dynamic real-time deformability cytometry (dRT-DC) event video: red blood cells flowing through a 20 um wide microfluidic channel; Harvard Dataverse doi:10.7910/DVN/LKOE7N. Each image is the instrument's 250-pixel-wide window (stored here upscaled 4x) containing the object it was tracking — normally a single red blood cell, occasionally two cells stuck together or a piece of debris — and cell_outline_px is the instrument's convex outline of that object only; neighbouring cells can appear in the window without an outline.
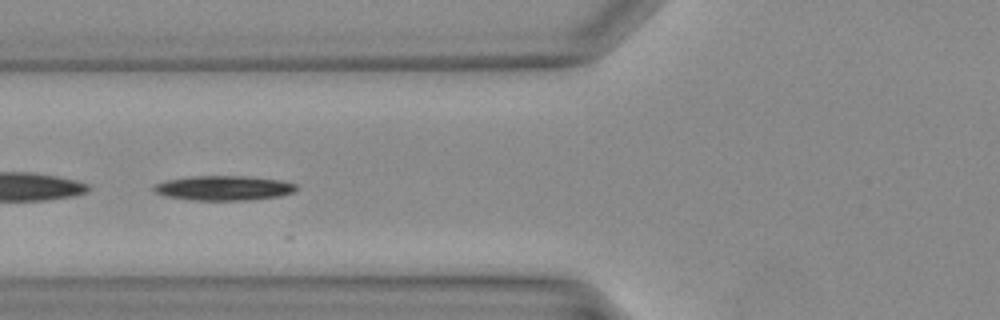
{"species": "Egyptian fruit bat (a non-hibernating species)", "species_latin": "Rousettus aegyptiacus", "temperature_condition": "warm", "stored_images_in_passage": 13, "segment_of_instrument_passage": [2, 2], "camera_frame_rate_fps": 3000, "um_per_image_px": 0.085, "animal": {"sex": "female"}, "frame": {"image": 1, "passage_image": 9, "time_ms": 2.667, "image_size_px": [1000, 320], "cell_outline_px": [[296, 188], [292, 192], [276, 196], [240, 200], [196, 200], [164, 196], [156, 192], [152, 188], [152, 184], [164, 180], [192, 176], [248, 176], [280, 180], [296, 184]], "centroid_in_image_um": [18.92, 15.96], "position_along_channel_um": 106.9, "area_um2": 20.29}}